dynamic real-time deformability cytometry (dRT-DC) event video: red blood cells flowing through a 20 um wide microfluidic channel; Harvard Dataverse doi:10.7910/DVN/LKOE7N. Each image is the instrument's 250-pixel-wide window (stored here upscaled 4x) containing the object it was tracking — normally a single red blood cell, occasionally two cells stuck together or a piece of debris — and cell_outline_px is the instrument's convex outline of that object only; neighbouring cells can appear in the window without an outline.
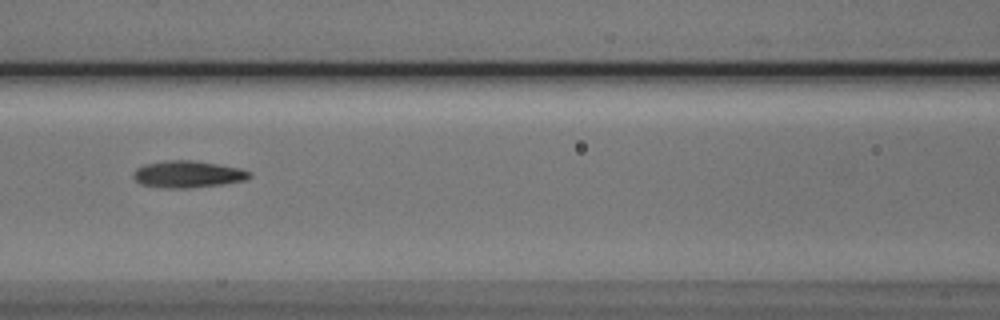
{"species": "Egyptian fruit bat (a non-hibernating species)", "species_latin": "Rousettus aegyptiacus", "temperature_condition": "cold", "stored_images_in_passage": 9, "camera_frame_rate_fps": 3000, "um_per_image_px": 0.085, "animal": {"sex": "male"}, "frame": {"image": 1, "passage_image": 7, "time_ms": 7.667, "image_size_px": [1000, 320], "cell_outline_px": [[252, 176], [244, 180], [224, 184], [188, 188], [164, 188], [140, 184], [132, 176], [136, 168], [144, 164], [168, 160], [196, 160], [240, 168], [252, 172]], "centroid_in_image_um": [15.97, 14.8], "position_along_channel_um": 150.6, "area_um2": 18.32}}
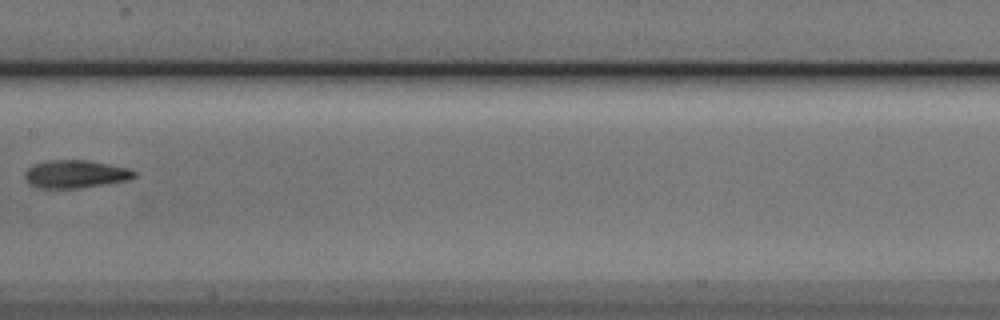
{"frame": {"image": 2, "passage_image": 8, "time_ms": 9.0, "image_size_px": [1000, 320], "cell_outline_px": [[136, 176], [128, 180], [80, 188], [40, 188], [32, 184], [24, 176], [24, 172], [32, 164], [52, 160], [88, 160], [128, 168], [136, 172]], "centroid_in_image_um": [6.42, 14.79], "position_along_channel_um": 201.0, "area_um2": 17.63}}
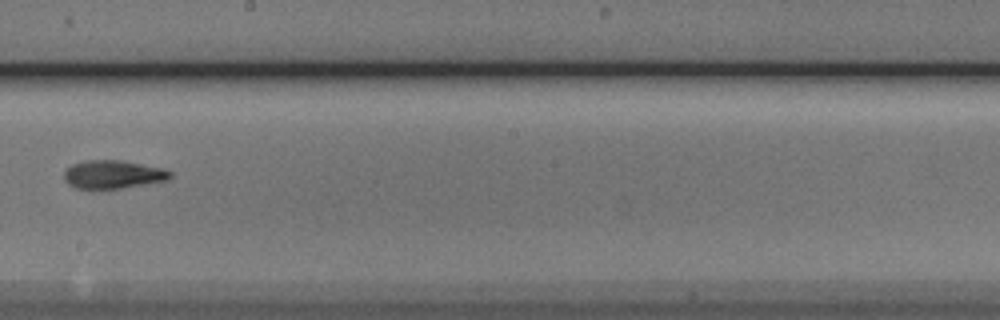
{"frame": {"image": 3, "passage_image": 9, "time_ms": 10.0, "image_size_px": [1000, 320], "cell_outline_px": [[172, 176], [168, 180], [120, 188], [76, 188], [68, 184], [64, 180], [64, 172], [72, 164], [84, 160], [120, 160], [160, 168], [172, 172]], "centroid_in_image_um": [9.58, 14.82], "position_along_channel_um": 238.6, "area_um2": 17.22}}